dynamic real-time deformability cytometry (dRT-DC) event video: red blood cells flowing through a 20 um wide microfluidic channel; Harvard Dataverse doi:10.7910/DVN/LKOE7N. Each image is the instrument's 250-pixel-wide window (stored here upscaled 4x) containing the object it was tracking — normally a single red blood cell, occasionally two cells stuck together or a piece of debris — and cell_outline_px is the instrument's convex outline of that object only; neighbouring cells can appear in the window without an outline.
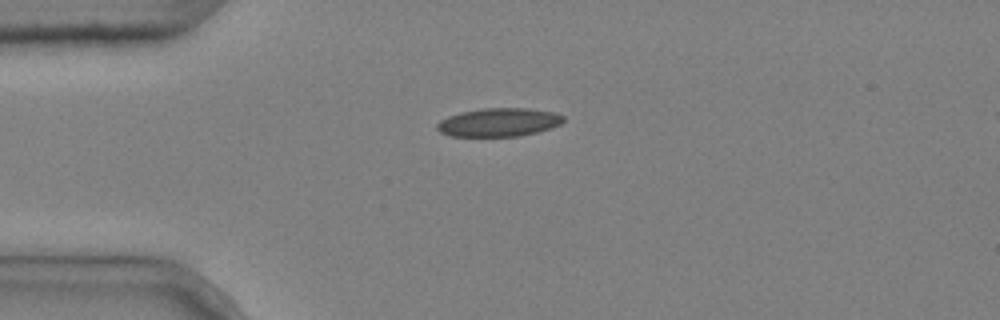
{"species": "common noctule bat (a hibernating species)", "species_latin": "Nyctalus noctula", "temperature_condition": "cold", "stored_images_in_passage": 8, "camera_frame_rate_fps": 3000, "um_per_image_px": 0.085, "animal": {"sex": "male", "body_mass_g": 20.4}, "frame": {"image": 1, "passage_image": 1, "time_ms": 0.0, "image_size_px": [1000, 320], "cell_outline_px": [[564, 120], [560, 124], [552, 128], [520, 136], [448, 136], [440, 132], [436, 128], [436, 124], [440, 120], [448, 116], [460, 112], [480, 108], [528, 108], [556, 112], [564, 116]], "centroid_in_image_um": [42.39, 10.39], "position_along_channel_um": 42.6, "area_um2": 21.15}}
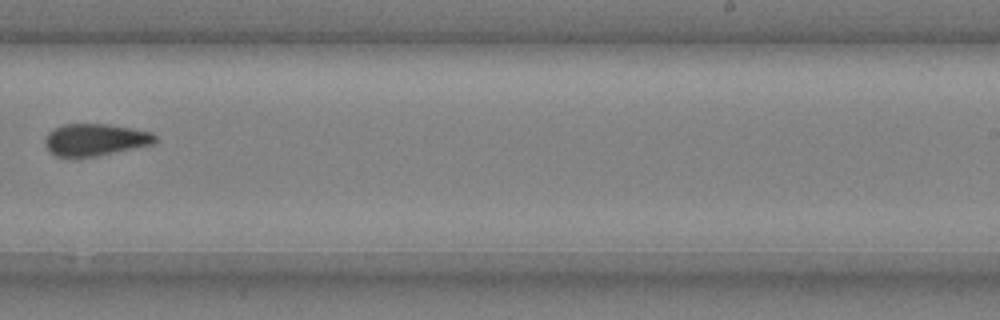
{"frame": {"image": 2, "passage_image": 7, "time_ms": 2.0, "image_size_px": [1000, 320], "cell_outline_px": [[156, 140], [152, 144], [96, 156], [56, 156], [48, 152], [44, 144], [44, 140], [48, 132], [64, 124], [108, 124], [132, 128], [152, 132], [156, 136]], "centroid_in_image_um": [8.06, 11.87], "position_along_channel_um": 280.9, "area_um2": 20.4}}
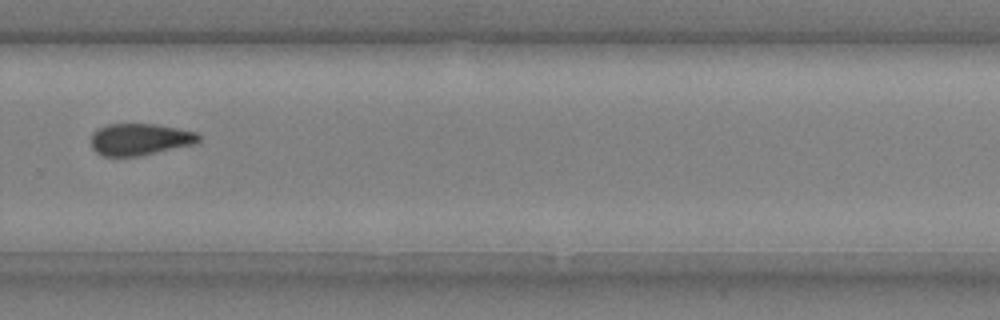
{"frame": {"image": 3, "passage_image": 8, "time_ms": 2.333, "image_size_px": [1000, 320], "cell_outline_px": [[200, 140], [192, 144], [136, 156], [104, 156], [96, 152], [92, 148], [92, 136], [100, 128], [108, 124], [156, 124], [196, 132], [200, 136]], "centroid_in_image_um": [11.88, 11.84], "position_along_channel_um": 317.9, "area_um2": 19.42}}